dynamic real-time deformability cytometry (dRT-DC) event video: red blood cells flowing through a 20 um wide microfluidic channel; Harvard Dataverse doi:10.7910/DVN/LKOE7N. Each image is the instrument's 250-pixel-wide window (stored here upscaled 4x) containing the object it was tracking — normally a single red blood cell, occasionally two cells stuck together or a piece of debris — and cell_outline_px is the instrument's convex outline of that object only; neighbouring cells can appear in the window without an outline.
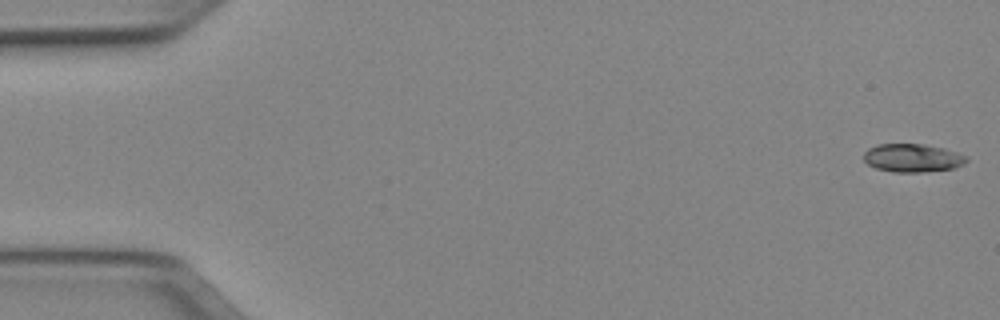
{"species": "Egyptian fruit bat (a non-hibernating species)", "species_latin": "Rousettus aegyptiacus", "temperature_condition": "cold", "stored_images_in_passage": 51, "camera_frame_rate_fps": 3000, "um_per_image_px": 0.085, "animal": {"sex": "female"}, "frame": {"image": 1, "passage_image": 1, "time_ms": 0.0, "image_size_px": [1000, 320], "cell_outline_px": [[968, 160], [964, 164], [956, 168], [924, 172], [892, 172], [876, 168], [868, 164], [864, 160], [864, 152], [868, 148], [880, 144], [924, 144], [944, 148], [956, 152], [964, 156]], "centroid_in_image_um": [77.56, 13.43], "position_along_channel_um": 7.4, "area_um2": 16.94}}
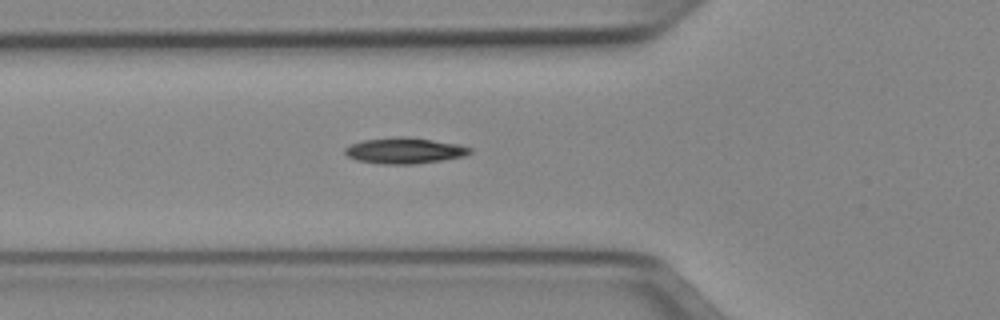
{"frame": {"image": 2, "passage_image": 18, "time_ms": 5.667, "image_size_px": [1000, 320], "cell_outline_px": [[472, 152], [464, 156], [440, 160], [412, 164], [384, 164], [356, 160], [348, 156], [344, 152], [344, 148], [352, 144], [364, 140], [392, 136], [408, 136], [460, 144], [472, 148]], "centroid_in_image_um": [34.39, 12.78], "position_along_channel_um": 91.4, "area_um2": 18.96}}
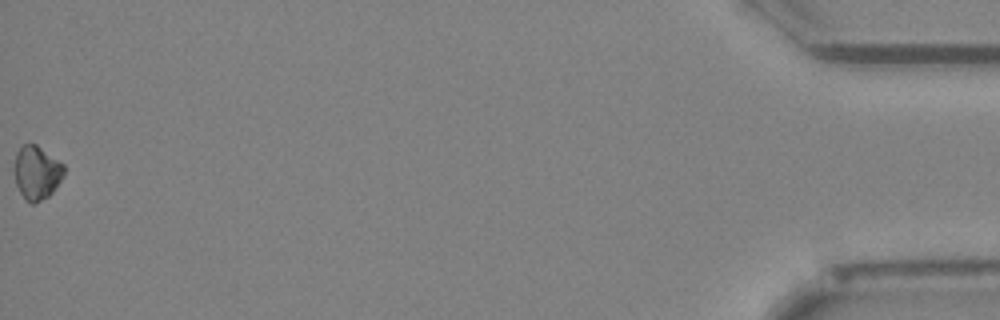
{"frame": {"image": 3, "passage_image": 51, "time_ms": 16.667, "image_size_px": [1000, 320], "cell_outline_px": [[64, 176], [52, 192], [48, 196], [32, 204], [28, 204], [24, 200], [16, 184], [12, 172], [12, 168], [16, 152], [24, 144], [36, 144], [64, 164]], "centroid_in_image_um": [3.08, 14.68], "position_along_channel_um": 432.1, "area_um2": 15.84}, "authors_computed_cell_mechanics": {"area_um2": 16.8198, "velocity_mm_per_s": 3.9926, "shape_relaxation_time_tau1_ms": 5.3879, "shape_relaxation_time_tau2_ms": null, "deformation_change_tau1": 0.0923, "deformation_change_tau2": null}}